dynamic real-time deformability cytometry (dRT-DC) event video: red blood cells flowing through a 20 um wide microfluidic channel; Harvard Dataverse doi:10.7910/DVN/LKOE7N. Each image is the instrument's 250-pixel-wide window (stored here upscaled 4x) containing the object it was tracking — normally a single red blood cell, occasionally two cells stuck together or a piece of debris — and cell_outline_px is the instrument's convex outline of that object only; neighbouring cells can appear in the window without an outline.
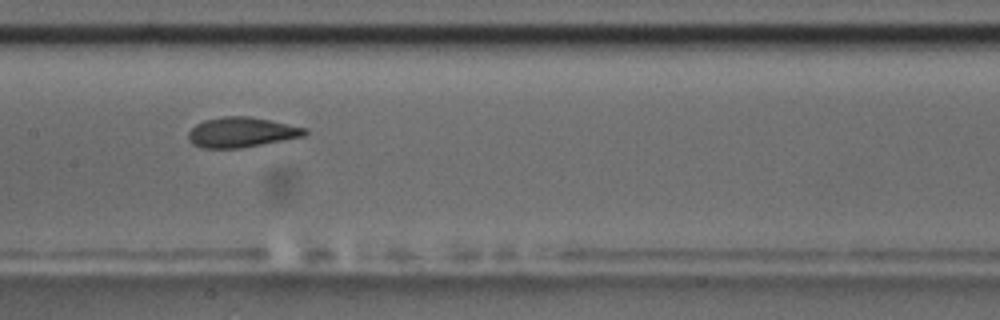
{"species": "common noctule bat (a hibernating species)", "species_latin": "Nyctalus noctula", "temperature_condition": "room temperature", "stored_images_in_passage": 5, "camera_frame_rate_fps": 3000, "um_per_image_px": 0.085, "animal": {"sex": "male", "body_mass_g": 17.5, "forearm_length_mm": 52.3}, "frame": {"image": 1, "passage_image": 4, "time_ms": 3.333, "image_size_px": [1000, 320], "cell_outline_px": [[308, 132], [304, 136], [240, 148], [200, 148], [192, 144], [188, 140], [188, 132], [196, 124], [204, 120], [224, 116], [248, 116], [308, 128]], "centroid_in_image_um": [20.49, 11.24], "position_along_channel_um": 186.9, "area_um2": 20.35}}